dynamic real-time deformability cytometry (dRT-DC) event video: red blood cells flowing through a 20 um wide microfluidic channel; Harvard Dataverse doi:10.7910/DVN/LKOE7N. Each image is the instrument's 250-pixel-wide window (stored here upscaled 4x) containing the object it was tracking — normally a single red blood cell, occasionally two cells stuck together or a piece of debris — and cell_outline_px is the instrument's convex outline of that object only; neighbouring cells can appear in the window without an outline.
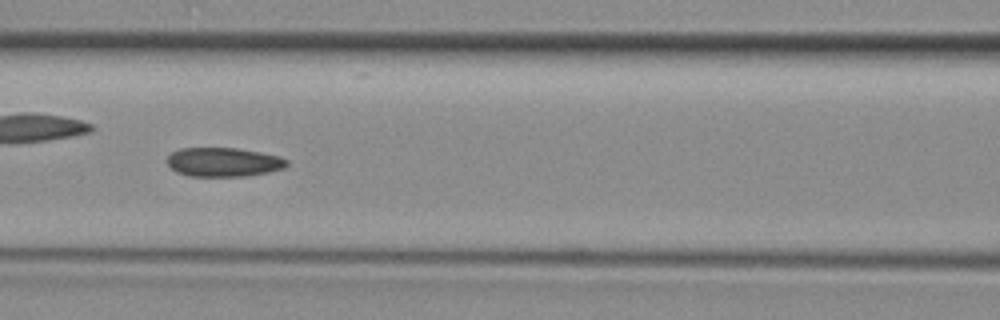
{"species": "common noctule bat (a hibernating species)", "species_latin": "Nyctalus noctula", "temperature_condition": "room temperature", "stored_images_in_passage": 5, "camera_frame_rate_fps": 3000, "um_per_image_px": 0.085, "animal": {"sex": "female", "body_mass_g": 29.2, "forearm_length_mm": 56.3}, "frame": {"image": 1, "passage_image": 5, "time_ms": 1.333, "image_size_px": [1000, 320], "cell_outline_px": [[288, 164], [284, 168], [268, 172], [244, 176], [188, 176], [176, 172], [168, 164], [168, 156], [172, 152], [180, 148], [236, 148], [260, 152], [280, 156], [288, 160]], "centroid_in_image_um": [19.01, 13.77], "position_along_channel_um": 147.6, "area_um2": 20.23}}